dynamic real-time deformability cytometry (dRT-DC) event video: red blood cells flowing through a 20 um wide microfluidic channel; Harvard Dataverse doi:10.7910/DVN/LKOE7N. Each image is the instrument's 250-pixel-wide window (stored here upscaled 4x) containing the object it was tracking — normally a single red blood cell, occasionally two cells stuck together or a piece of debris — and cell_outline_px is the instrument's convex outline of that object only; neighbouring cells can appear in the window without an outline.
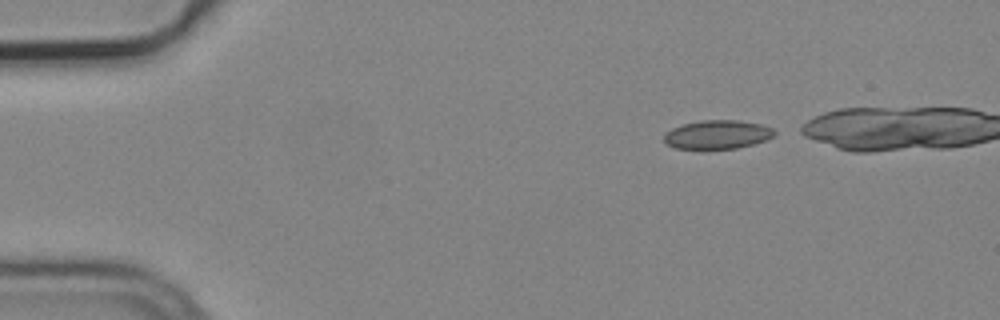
{"species": "common noctule bat (a hibernating species)", "species_latin": "Nyctalus noctula", "temperature_condition": "cold", "stored_images_in_passage": 5, "camera_frame_rate_fps": 3000, "um_per_image_px": 0.085, "animal": {"sex": "male", "body_mass_g": 19.2, "forearm_length_mm": 51.8}, "frame": {"image": 1, "passage_image": 1, "time_ms": 0.0, "image_size_px": [1000, 320], "cell_outline_px": [[776, 132], [772, 136], [764, 140], [752, 144], [736, 148], [676, 148], [664, 144], [664, 136], [672, 128], [684, 124], [700, 120], [736, 120], [760, 124], [772, 128]], "centroid_in_image_um": [60.95, 11.43], "position_along_channel_um": 24.0, "area_um2": 18.15}}